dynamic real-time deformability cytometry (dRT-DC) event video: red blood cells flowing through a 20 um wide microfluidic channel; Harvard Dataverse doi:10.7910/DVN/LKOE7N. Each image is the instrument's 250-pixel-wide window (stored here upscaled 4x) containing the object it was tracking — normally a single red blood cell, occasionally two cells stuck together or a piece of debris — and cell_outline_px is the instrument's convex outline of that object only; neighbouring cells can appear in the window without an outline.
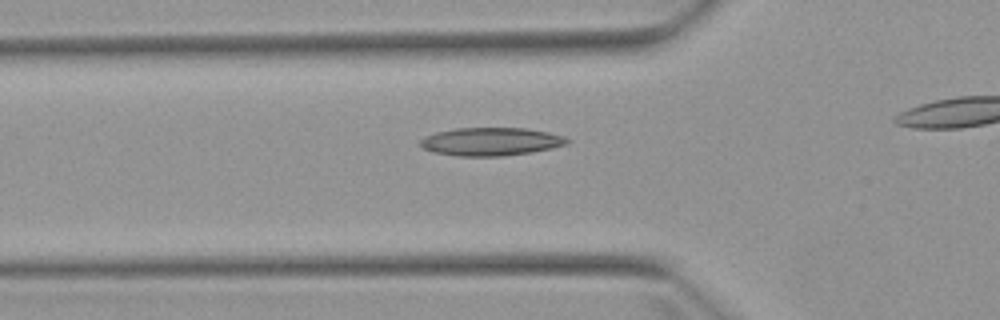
{"species": "Egyptian fruit bat (a non-hibernating species)", "species_latin": "Rousettus aegyptiacus", "temperature_condition": "warm", "stored_images_in_passage": 7, "segment_of_instrument_passage": [2, 2], "camera_frame_rate_fps": 3000, "um_per_image_px": 0.085, "animal": {"sex": "female"}, "frame": {"image": 1, "passage_image": 7, "time_ms": 7.0, "image_size_px": [1000, 320], "cell_outline_px": [[572, 140], [568, 144], [552, 148], [528, 152], [500, 156], [456, 156], [432, 152], [424, 148], [420, 144], [420, 140], [424, 136], [436, 132], [456, 128], [528, 128], [548, 132], [564, 136]], "centroid_in_image_um": [41.73, 12.03], "position_along_channel_um": 84.1, "area_um2": 24.1}}